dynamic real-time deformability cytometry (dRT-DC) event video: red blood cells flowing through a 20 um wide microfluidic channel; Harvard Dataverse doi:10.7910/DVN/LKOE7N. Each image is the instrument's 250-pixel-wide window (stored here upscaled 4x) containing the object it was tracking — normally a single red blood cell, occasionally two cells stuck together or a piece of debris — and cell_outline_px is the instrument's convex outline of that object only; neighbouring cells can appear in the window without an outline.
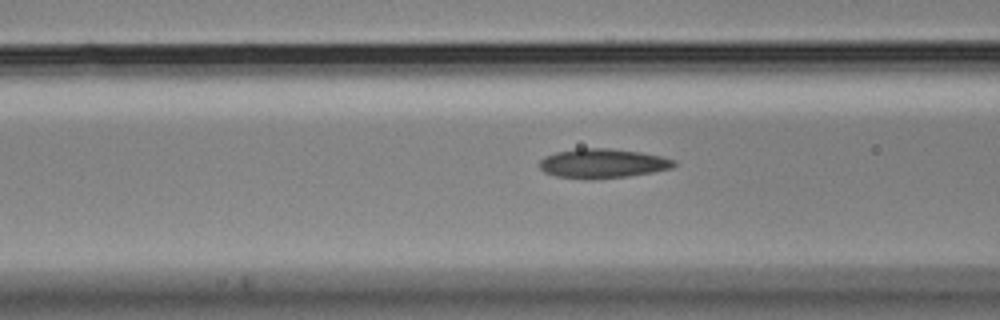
{"species": "Egyptian fruit bat (a non-hibernating species)", "species_latin": "Rousettus aegyptiacus", "temperature_condition": "cold", "stored_images_in_passage": 19, "camera_frame_rate_fps": 3000, "um_per_image_px": 0.085, "animal": {"sex": "male"}, "frame": {"image": 1, "passage_image": 17, "time_ms": 5.333, "image_size_px": [1000, 320], "cell_outline_px": [[676, 164], [672, 168], [652, 172], [628, 176], [592, 180], [584, 180], [556, 176], [544, 172], [540, 168], [540, 160], [544, 156], [556, 152], [580, 148], [608, 148], [640, 152], [660, 156], [676, 160]], "centroid_in_image_um": [51.2, 13.9], "position_along_channel_um": 115.4, "area_um2": 23.18}}